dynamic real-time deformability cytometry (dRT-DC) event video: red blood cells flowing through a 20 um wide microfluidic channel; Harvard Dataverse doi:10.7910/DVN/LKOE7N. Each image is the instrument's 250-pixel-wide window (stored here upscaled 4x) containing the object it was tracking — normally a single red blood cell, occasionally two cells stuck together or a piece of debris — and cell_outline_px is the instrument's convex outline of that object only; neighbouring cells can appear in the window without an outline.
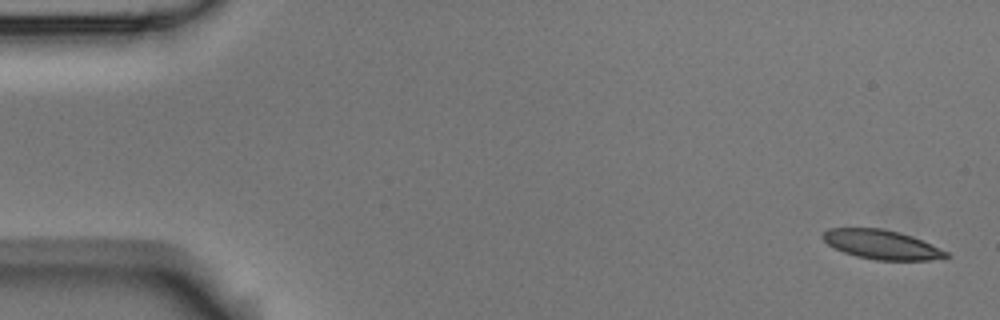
{"species": "Egyptian fruit bat (a non-hibernating species)", "species_latin": "Rousettus aegyptiacus", "temperature_condition": "room temperature", "stored_images_in_passage": 19, "camera_frame_rate_fps": 3000, "um_per_image_px": 0.085, "animal": {"sex": "male"}, "frame": {"image": 1, "passage_image": 1, "time_ms": 0.0, "image_size_px": [1000, 320], "cell_outline_px": [[952, 256], [928, 260], [876, 260], [856, 256], [844, 252], [828, 244], [820, 236], [828, 228], [880, 228], [900, 232], [912, 236], [948, 252]], "centroid_in_image_um": [74.93, 20.78], "position_along_channel_um": 10.1, "area_um2": 20.87}}
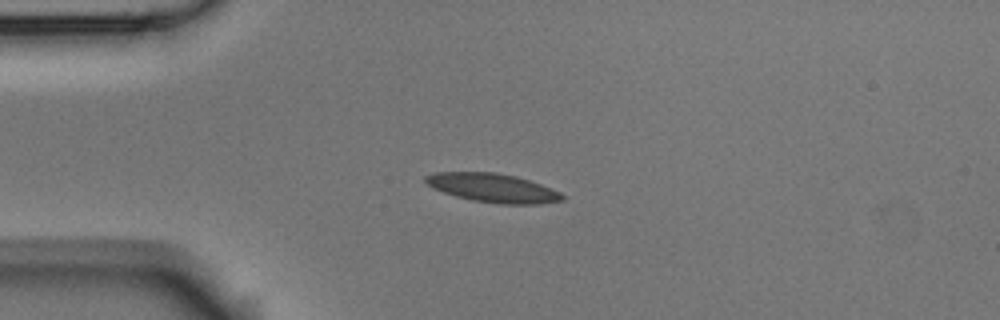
{"frame": {"image": 2, "passage_image": 13, "time_ms": 4.0, "image_size_px": [1000, 320], "cell_outline_px": [[564, 200], [540, 204], [500, 204], [472, 200], [456, 196], [432, 188], [424, 180], [424, 176], [432, 172], [496, 172], [516, 176], [540, 184], [560, 192], [564, 196]], "centroid_in_image_um": [41.87, 15.97], "position_along_channel_um": 43.1, "area_um2": 22.95}}
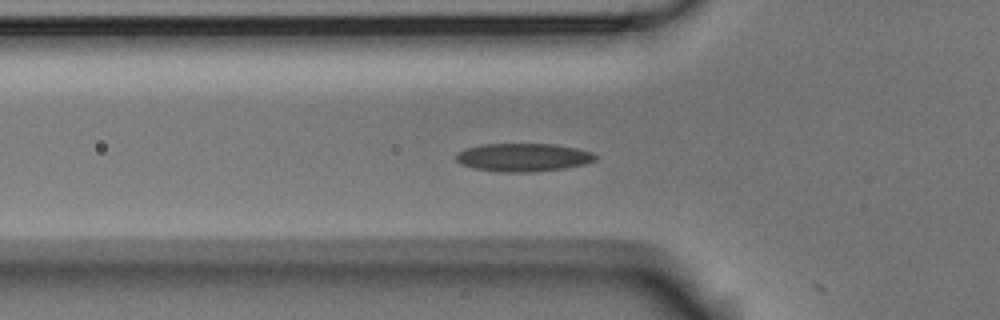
{"frame": {"image": 3, "passage_image": 18, "time_ms": 5.667, "image_size_px": [1000, 320], "cell_outline_px": [[596, 160], [584, 164], [564, 168], [528, 172], [504, 172], [472, 168], [460, 164], [456, 160], [456, 152], [464, 148], [480, 144], [556, 144], [576, 148], [592, 152], [596, 156]], "centroid_in_image_um": [44.42, 13.37], "position_along_channel_um": 81.4, "area_um2": 22.95}}